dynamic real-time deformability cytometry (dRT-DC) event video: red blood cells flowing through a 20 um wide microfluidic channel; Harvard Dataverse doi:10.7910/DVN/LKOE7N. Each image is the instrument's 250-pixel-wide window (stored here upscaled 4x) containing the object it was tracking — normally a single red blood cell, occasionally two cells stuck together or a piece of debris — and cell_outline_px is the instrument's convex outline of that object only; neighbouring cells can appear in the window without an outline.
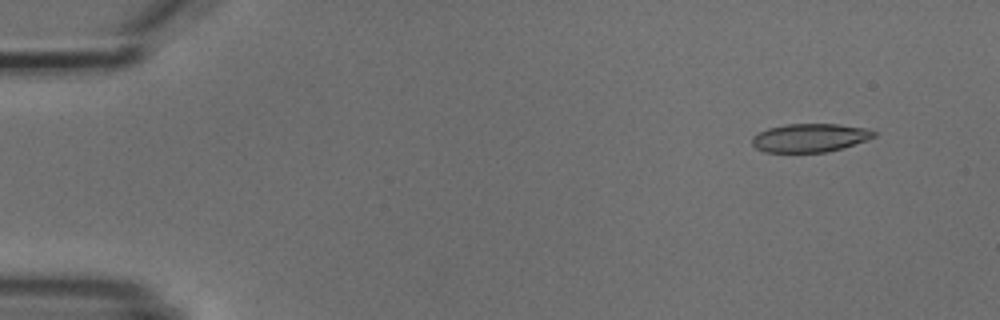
{"species": "common noctule bat (a hibernating species)", "species_latin": "Nyctalus noctula", "temperature_condition": "cold", "stored_images_in_passage": 5, "camera_frame_rate_fps": 3000, "um_per_image_px": 0.085, "animal": {"sex": "male", "body_mass_g": 18.8}, "frame": {"image": 1, "passage_image": 1, "time_ms": 0.0, "image_size_px": [1000, 320], "cell_outline_px": [[876, 136], [828, 152], [764, 152], [756, 148], [752, 144], [752, 136], [768, 128], [788, 124], [840, 124], [868, 128], [876, 132]], "centroid_in_image_um": [68.82, 11.71], "position_along_channel_um": 16.2, "area_um2": 20.06}}
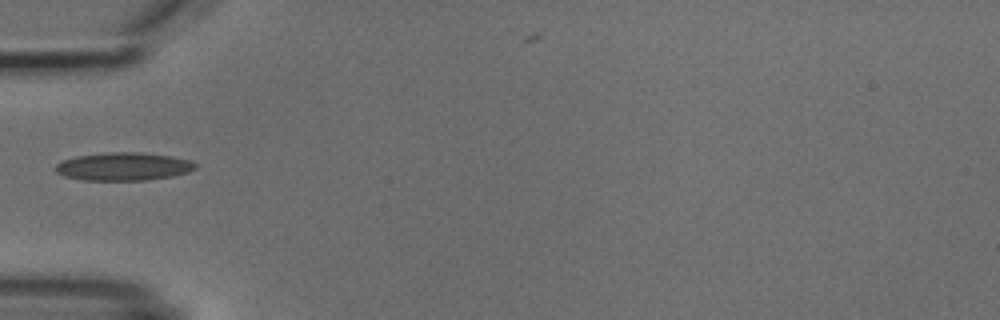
{"frame": {"image": 2, "passage_image": 4, "time_ms": 4.333, "image_size_px": [1000, 320], "cell_outline_px": [[196, 168], [188, 172], [172, 176], [148, 180], [84, 180], [64, 176], [56, 172], [52, 168], [60, 160], [76, 156], [108, 152], [136, 152], [172, 156], [188, 160], [196, 164]], "centroid_in_image_um": [10.44, 14.15], "position_along_channel_um": 74.6, "area_um2": 22.95}}
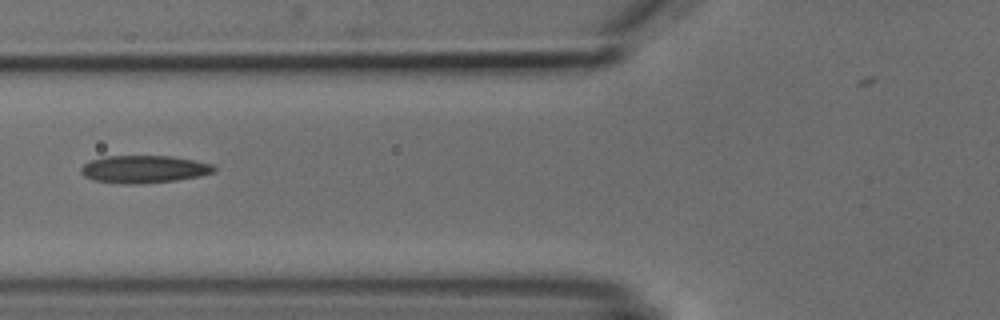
{"frame": {"image": 3, "passage_image": 5, "time_ms": 5.333, "image_size_px": [1000, 320], "cell_outline_px": [[216, 172], [200, 176], [176, 180], [140, 184], [120, 184], [92, 180], [84, 176], [80, 172], [80, 168], [88, 160], [104, 156], [168, 156], [192, 160], [212, 164], [216, 168]], "centroid_in_image_um": [12.19, 14.39], "position_along_channel_um": 113.6, "area_um2": 21.56}}